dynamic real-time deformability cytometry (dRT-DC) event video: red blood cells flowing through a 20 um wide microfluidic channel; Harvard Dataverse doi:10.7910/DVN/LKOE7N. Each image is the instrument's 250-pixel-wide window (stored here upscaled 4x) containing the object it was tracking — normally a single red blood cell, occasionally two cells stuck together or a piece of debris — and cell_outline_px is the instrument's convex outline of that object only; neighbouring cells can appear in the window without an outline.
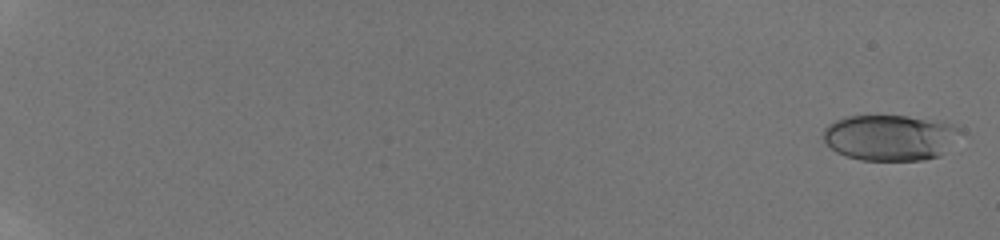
{"species": "human", "species_latin": "Homo sapiens", "temperature_condition": "room temperature", "stored_images_in_passage": 43, "camera_frame_rate_fps": 3000, "um_per_image_px": 0.085, "donor": {"sex": "male"}, "frame": {"image": 1, "passage_image": 2, "time_ms": 0.333, "image_size_px": [1000, 240], "cell_outline_px": [[960, 132], [944, 152], [940, 156], [924, 160], [860, 160], [836, 152], [824, 140], [824, 128], [828, 124], [844, 116], [908, 116], [936, 120], [952, 124]], "centroid_in_image_um": [75.62, 11.69], "position_along_channel_um": 9.4, "area_um2": 36.3}}
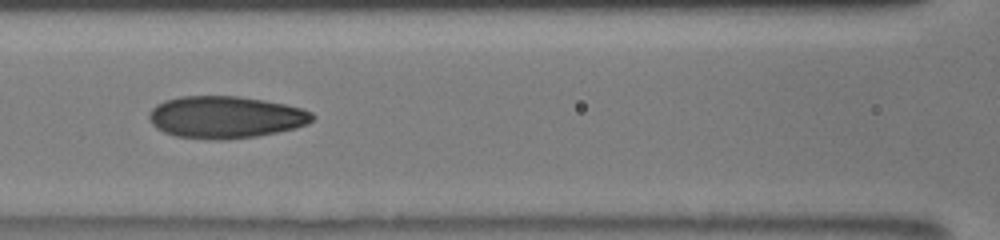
{"frame": {"image": 2, "passage_image": 24, "time_ms": 10.0, "image_size_px": [1000, 240], "cell_outline_px": [[316, 116], [308, 124], [296, 128], [256, 136], [224, 140], [216, 140], [176, 136], [164, 132], [156, 128], [152, 124], [148, 116], [152, 108], [156, 104], [164, 100], [180, 96], [240, 96], [264, 100], [284, 104], [300, 108], [312, 112]], "centroid_in_image_um": [19.16, 9.95], "position_along_channel_um": 147.4, "area_um2": 40.17}}
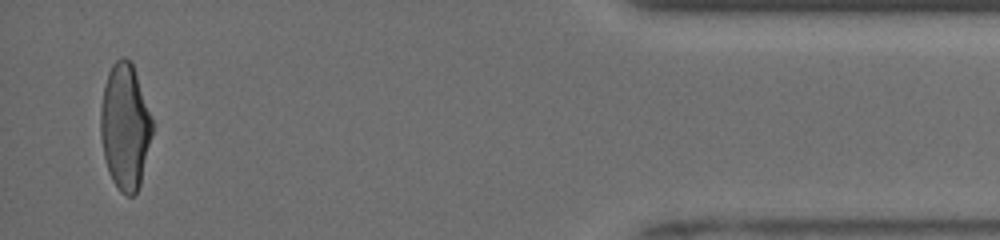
{"frame": {"image": 3, "passage_image": 43, "time_ms": 18.333, "image_size_px": [1000, 240], "cell_outline_px": [[152, 132], [140, 184], [136, 192], [132, 196], [128, 196], [120, 192], [112, 180], [108, 172], [104, 156], [100, 136], [100, 108], [104, 84], [108, 72], [112, 64], [120, 56], [124, 56], [132, 64], [152, 120]], "centroid_in_image_um": [10.59, 10.77], "position_along_channel_um": 424.6, "area_um2": 37.57}, "authors_computed_cell_mechanics": {"area_um2": 37.4544, "velocity_mm_per_s": 3.9741, "shape_relaxation_time_tau1_ms": 5.087, "shape_relaxation_time_tau2_ms": 0.934, "deformation_change_tau1": 0.1888, "deformation_change_tau2": 0.0683}}